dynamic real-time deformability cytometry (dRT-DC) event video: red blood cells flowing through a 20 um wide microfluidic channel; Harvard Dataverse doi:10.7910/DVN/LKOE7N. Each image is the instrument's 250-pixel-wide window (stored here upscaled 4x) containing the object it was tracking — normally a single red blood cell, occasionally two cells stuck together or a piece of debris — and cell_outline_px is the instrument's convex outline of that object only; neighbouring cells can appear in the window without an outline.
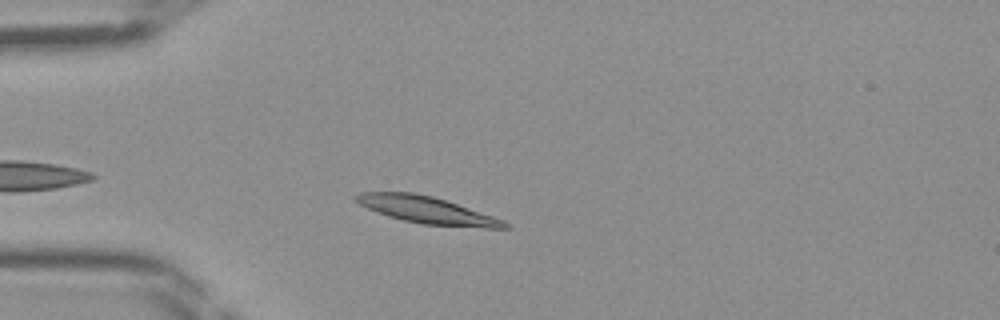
{"species": "Egyptian fruit bat (a non-hibernating species)", "species_latin": "Rousettus aegyptiacus", "temperature_condition": "room temperature", "stored_images_in_passage": 29, "camera_frame_rate_fps": 3000, "um_per_image_px": 0.085, "frame": {"image": 1, "passage_image": 4, "time_ms": 1.0, "image_size_px": [1000, 320], "cell_outline_px": [[512, 228], [488, 228], [424, 224], [404, 220], [388, 216], [368, 208], [352, 200], [352, 196], [360, 192], [412, 192], [432, 196], [504, 220], [512, 224]], "centroid_in_image_um": [36.27, 17.85], "position_along_channel_um": 48.7, "area_um2": 23.12}}
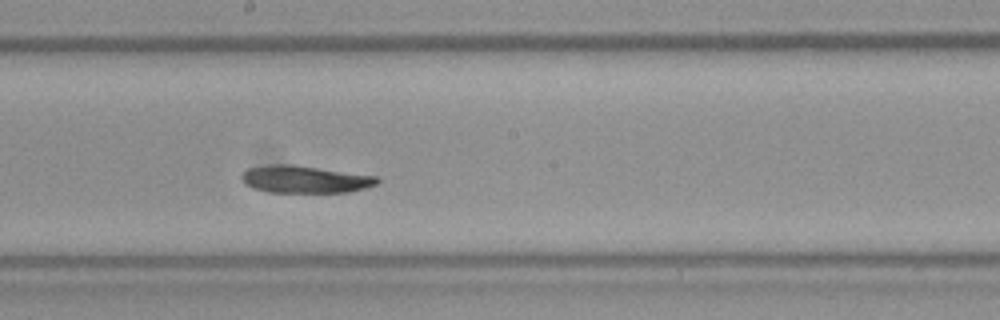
{"frame": {"image": 2, "passage_image": 17, "time_ms": 5.333, "image_size_px": [1000, 320], "cell_outline_px": [[380, 180], [376, 184], [364, 188], [348, 192], [268, 192], [244, 184], [240, 176], [248, 168], [268, 164], [292, 164], [380, 176]], "centroid_in_image_um": [25.93, 15.23], "position_along_channel_um": 222.3, "area_um2": 21.68}}
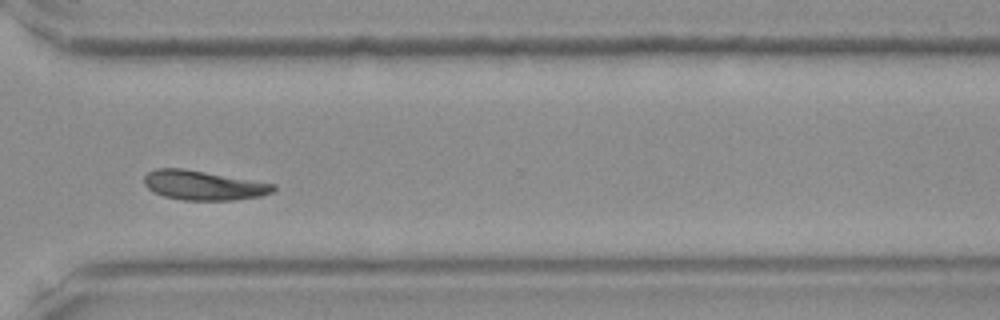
{"frame": {"image": 3, "passage_image": 26, "time_ms": 8.333, "image_size_px": [1000, 320], "cell_outline_px": [[276, 188], [272, 192], [260, 196], [232, 200], [184, 200], [164, 196], [148, 188], [144, 184], [144, 176], [148, 172], [156, 168], [184, 168], [276, 184]], "centroid_in_image_um": [17.29, 15.74], "position_along_channel_um": 353.3, "area_um2": 22.08}}